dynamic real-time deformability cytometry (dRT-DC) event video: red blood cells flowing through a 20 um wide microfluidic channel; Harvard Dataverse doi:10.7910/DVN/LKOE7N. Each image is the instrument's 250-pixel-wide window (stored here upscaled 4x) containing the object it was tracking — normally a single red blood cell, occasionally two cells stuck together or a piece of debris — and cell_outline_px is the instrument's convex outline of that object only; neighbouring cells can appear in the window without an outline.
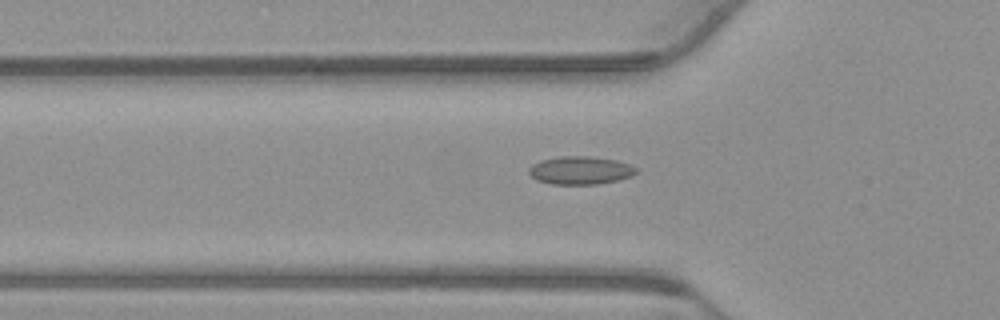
{"species": "common noctule bat (a hibernating species)", "species_latin": "Nyctalus noctula", "temperature_condition": "warm", "stored_images_in_passage": 55, "camera_frame_rate_fps": 3000, "um_per_image_px": 0.085, "animal": {"sex": "male", "body_mass_g": 23.1, "forearm_length_mm": 52.7}, "frame": {"image": 1, "passage_image": 18, "time_ms": 5.667, "image_size_px": [1000, 320], "cell_outline_px": [[636, 172], [632, 176], [616, 180], [596, 184], [552, 184], [536, 180], [528, 172], [528, 168], [532, 164], [540, 160], [560, 156], [588, 156], [616, 160], [628, 164], [636, 168]], "centroid_in_image_um": [49.28, 14.47], "position_along_channel_um": 76.5, "area_um2": 17.46}}
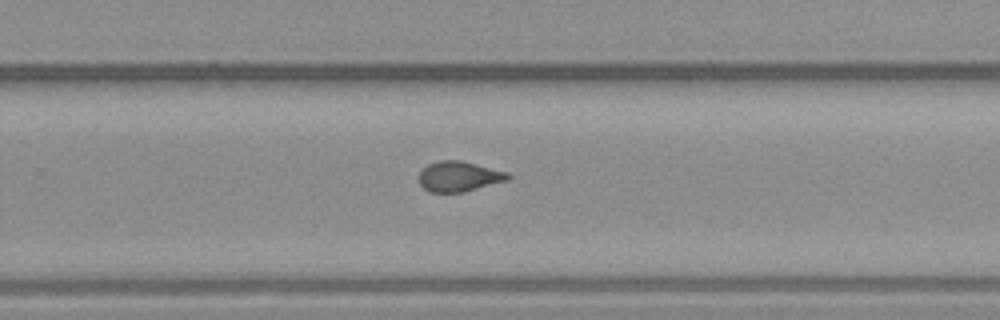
{"frame": {"image": 2, "passage_image": 35, "time_ms": 11.333, "image_size_px": [1000, 320], "cell_outline_px": [[512, 176], [508, 180], [464, 192], [428, 192], [420, 184], [420, 172], [428, 164], [440, 160], [460, 160], [508, 172]], "centroid_in_image_um": [39.03, 15.0], "position_along_channel_um": 290.8, "area_um2": 15.61}}
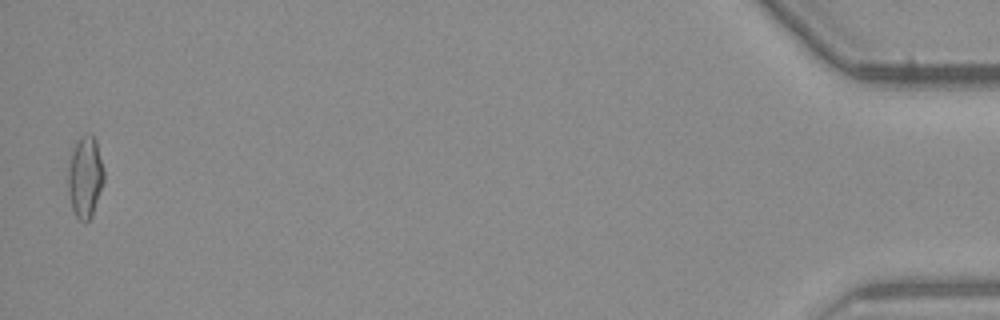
{"frame": {"image": 3, "passage_image": 54, "time_ms": 17.667, "image_size_px": [1000, 320], "cell_outline_px": [[104, 180], [92, 216], [88, 220], [80, 220], [76, 216], [72, 208], [68, 192], [68, 164], [72, 152], [80, 136], [92, 132], [96, 140], [104, 168]], "centroid_in_image_um": [7.24, 15.01], "position_along_channel_um": 428.0, "area_um2": 17.05}, "authors_computed_cell_mechanics": {"area_um2": 16.2996, "velocity_mm_per_s": 3.7715, "shape_relaxation_time_tau1_ms": null, "shape_relaxation_time_tau2_ms": 1.4188, "deformation_change_tau1": null, "deformation_change_tau2": 0.0716}}